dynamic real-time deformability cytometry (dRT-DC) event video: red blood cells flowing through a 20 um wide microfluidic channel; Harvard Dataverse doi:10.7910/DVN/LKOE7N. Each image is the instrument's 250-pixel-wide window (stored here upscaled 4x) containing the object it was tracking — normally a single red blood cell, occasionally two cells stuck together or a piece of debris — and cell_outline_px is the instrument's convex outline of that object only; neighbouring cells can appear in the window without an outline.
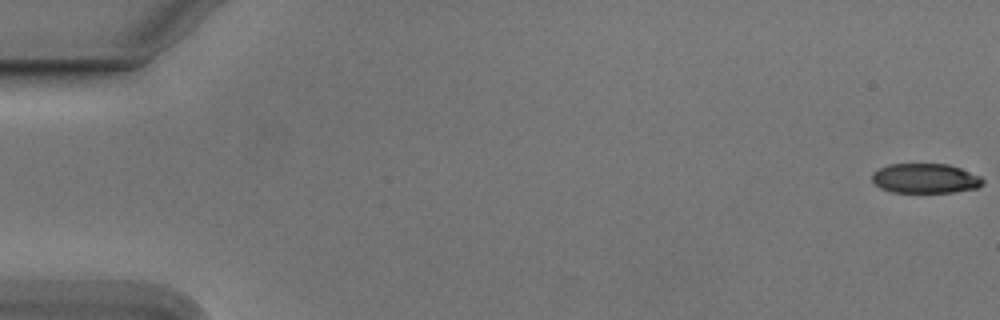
{"species": "Egyptian fruit bat (a non-hibernating species)", "species_latin": "Rousettus aegyptiacus", "temperature_condition": "cold", "stored_images_in_passage": 52, "camera_frame_rate_fps": 3000, "um_per_image_px": 0.085, "animal": {"sex": "male"}, "frame": {"image": 1, "passage_image": 1, "time_ms": 0.0, "image_size_px": [1000, 320], "cell_outline_px": [[984, 184], [980, 188], [952, 192], [892, 192], [880, 188], [872, 180], [872, 172], [888, 164], [948, 164], [960, 168], [980, 176], [984, 180]], "centroid_in_image_um": [78.67, 15.16], "position_along_channel_um": 6.3, "area_um2": 19.25}}
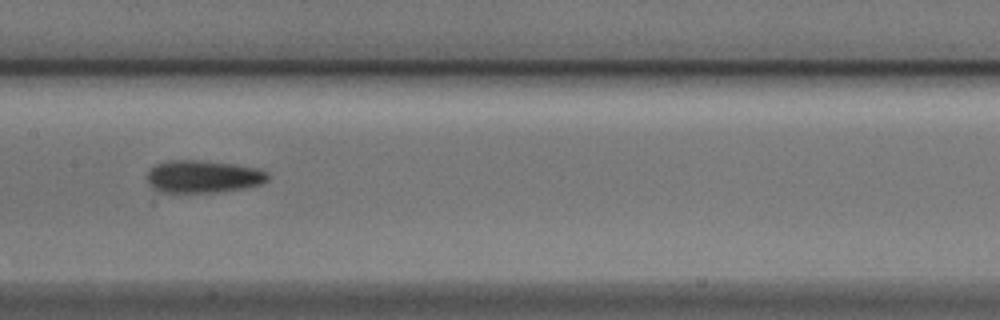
{"frame": {"image": 2, "passage_image": 28, "time_ms": 9.0, "image_size_px": [1000, 320], "cell_outline_px": [[268, 180], [260, 184], [244, 188], [216, 192], [160, 192], [152, 188], [148, 184], [148, 172], [156, 164], [172, 160], [200, 160], [232, 164], [256, 168], [268, 172]], "centroid_in_image_um": [17.26, 15.01], "position_along_channel_um": 190.1, "area_um2": 22.72}}
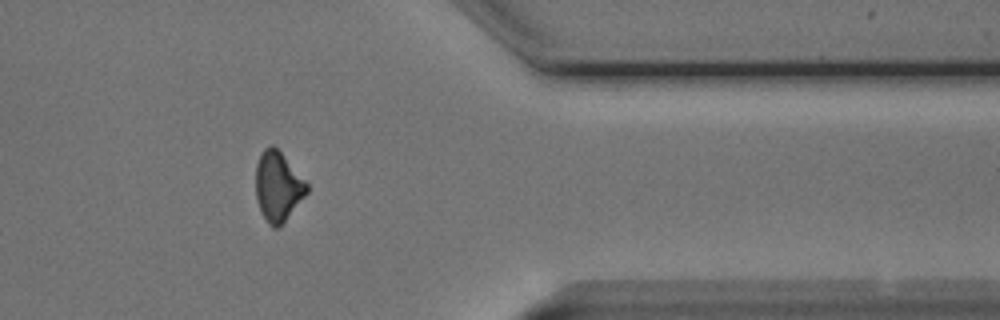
{"frame": {"image": 3, "passage_image": 45, "time_ms": 14.667, "image_size_px": [1000, 320], "cell_outline_px": [[308, 192], [284, 220], [276, 228], [272, 228], [268, 224], [256, 200], [256, 164], [264, 148], [272, 144], [280, 152], [308, 184]], "centroid_in_image_um": [23.6, 15.84], "position_along_channel_um": 387.8, "area_um2": 20.17}}